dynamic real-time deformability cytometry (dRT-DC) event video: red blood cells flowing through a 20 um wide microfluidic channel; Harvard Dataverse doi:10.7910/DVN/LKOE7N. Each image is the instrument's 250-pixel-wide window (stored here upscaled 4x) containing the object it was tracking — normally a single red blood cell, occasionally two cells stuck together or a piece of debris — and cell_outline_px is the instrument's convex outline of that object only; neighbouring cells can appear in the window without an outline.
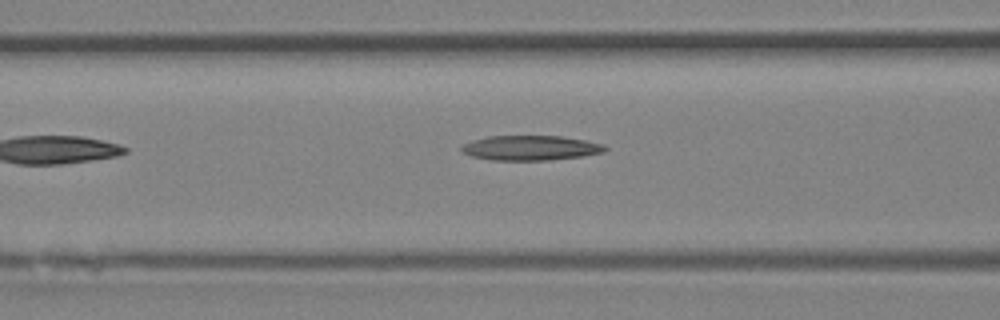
{"species": "Egyptian fruit bat (a non-hibernating species)", "species_latin": "Rousettus aegyptiacus", "temperature_condition": "room temperature", "stored_images_in_passage": 5, "camera_frame_rate_fps": 3000, "um_per_image_px": 0.085, "animal": {"sex": "female"}, "frame": {"image": 1, "passage_image": 5, "time_ms": 1.333, "image_size_px": [1000, 320], "cell_outline_px": [[608, 148], [604, 152], [584, 156], [548, 160], [492, 160], [472, 156], [464, 152], [460, 148], [464, 144], [472, 140], [488, 136], [560, 136], [584, 140], [604, 144]], "centroid_in_image_um": [45.12, 12.57], "position_along_channel_um": 121.5, "area_um2": 20.69}}